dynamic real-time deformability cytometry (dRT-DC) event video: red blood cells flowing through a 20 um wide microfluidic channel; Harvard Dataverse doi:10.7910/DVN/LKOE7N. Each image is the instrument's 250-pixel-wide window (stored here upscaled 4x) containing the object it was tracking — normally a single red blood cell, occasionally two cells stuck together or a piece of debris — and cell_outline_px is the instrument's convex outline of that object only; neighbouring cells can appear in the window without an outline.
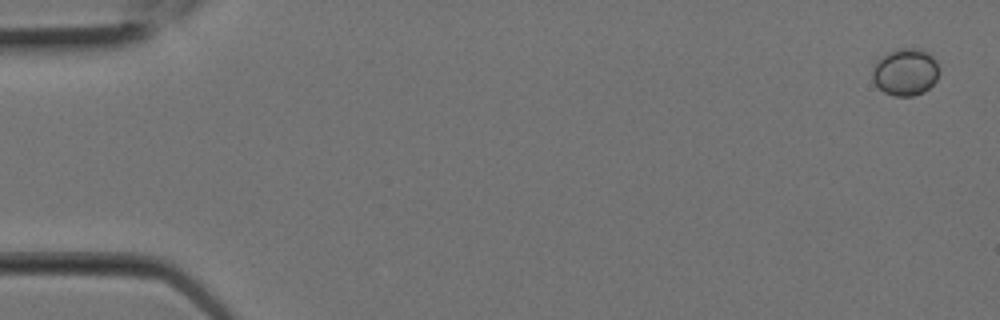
{"species": "Egyptian fruit bat (a non-hibernating species)", "species_latin": "Rousettus aegyptiacus", "temperature_condition": "room temperature", "stored_images_in_passage": 10, "camera_frame_rate_fps": 3000, "um_per_image_px": 0.085, "animal": {"sex": "female"}, "frame": {"image": 1, "passage_image": 1, "time_ms": 0.0, "image_size_px": [1000, 320], "cell_outline_px": [[940, 72], [936, 80], [924, 92], [912, 96], [896, 96], [884, 92], [872, 80], [872, 68], [876, 60], [888, 52], [900, 48], [916, 48], [928, 52], [936, 60], [940, 68]], "centroid_in_image_um": [76.96, 6.11], "position_along_channel_um": 8.0, "area_um2": 18.5}}
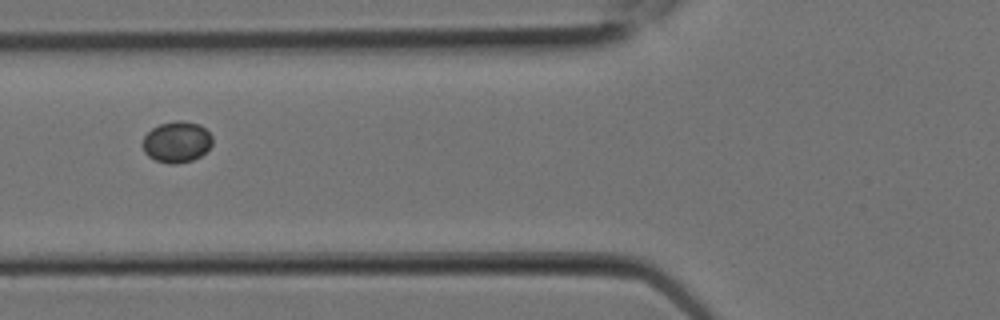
{"frame": {"image": 2, "passage_image": 9, "time_ms": 2.667, "image_size_px": [1000, 320], "cell_outline_px": [[212, 144], [200, 156], [192, 160], [176, 164], [168, 164], [156, 160], [148, 156], [144, 152], [140, 144], [144, 136], [152, 128], [160, 124], [176, 120], [180, 120], [200, 124], [212, 136]], "centroid_in_image_um": [14.99, 12.06], "position_along_channel_um": 110.8, "area_um2": 16.82}}
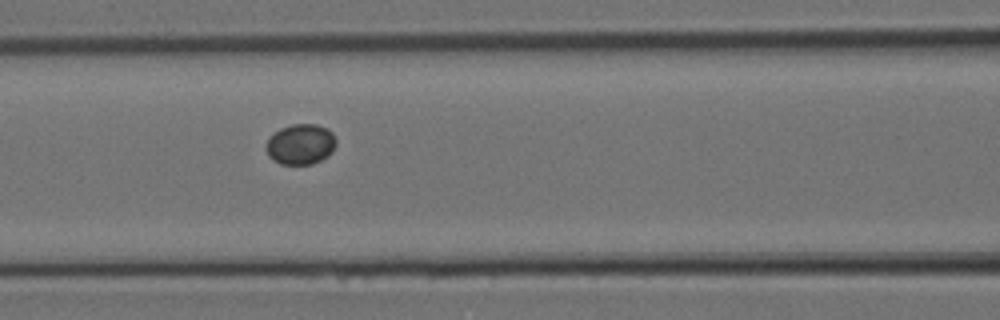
{"frame": {"image": 3, "passage_image": 10, "time_ms": 3.0, "image_size_px": [1000, 320], "cell_outline_px": [[336, 144], [332, 152], [328, 156], [312, 164], [280, 164], [272, 160], [268, 156], [264, 148], [264, 144], [268, 136], [280, 128], [292, 124], [316, 124], [328, 128], [332, 132], [336, 140]], "centroid_in_image_um": [25.51, 12.25], "position_along_channel_um": 141.1, "area_um2": 16.94}}